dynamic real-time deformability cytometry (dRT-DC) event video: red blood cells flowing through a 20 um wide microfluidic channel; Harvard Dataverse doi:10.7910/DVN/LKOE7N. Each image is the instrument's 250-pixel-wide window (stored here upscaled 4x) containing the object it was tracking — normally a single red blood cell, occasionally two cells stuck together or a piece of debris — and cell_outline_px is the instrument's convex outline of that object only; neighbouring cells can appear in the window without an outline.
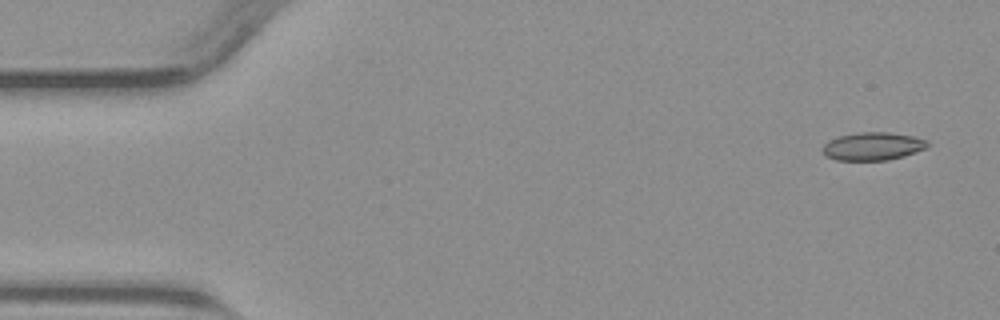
{"species": "common noctule bat (a hibernating species)", "species_latin": "Nyctalus noctula", "temperature_condition": "warm", "stored_images_in_passage": 2, "camera_frame_rate_fps": 3000, "um_per_image_px": 0.085, "animal": {"sex": "male", "body_mass_g": 23.1, "forearm_length_mm": 52.7}, "frame": {"image": 1, "passage_image": 1, "time_ms": 0.0, "image_size_px": [1000, 320], "cell_outline_px": [[928, 148], [904, 156], [888, 160], [836, 160], [824, 156], [820, 148], [828, 140], [840, 136], [856, 132], [888, 132], [912, 136], [928, 140]], "centroid_in_image_um": [74.16, 12.44], "position_along_channel_um": 10.8, "area_um2": 17.34}}